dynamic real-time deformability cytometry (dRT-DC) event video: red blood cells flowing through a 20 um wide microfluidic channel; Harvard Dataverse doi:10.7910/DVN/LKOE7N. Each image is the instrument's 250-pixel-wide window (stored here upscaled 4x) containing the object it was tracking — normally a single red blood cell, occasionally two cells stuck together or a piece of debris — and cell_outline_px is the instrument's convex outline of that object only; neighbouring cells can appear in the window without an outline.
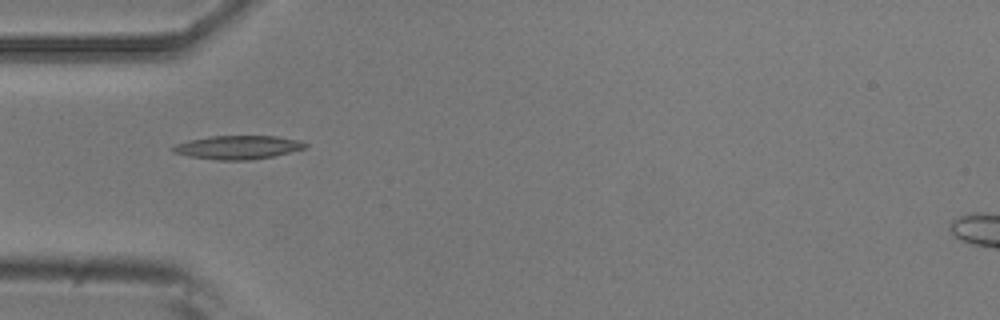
{"species": "common noctule bat (a hibernating species)", "species_latin": "Nyctalus noctula", "temperature_condition": "room temperature", "stored_images_in_passage": 4, "camera_frame_rate_fps": 3000, "um_per_image_px": 0.085, "animal": {"sex": "male", "body_mass_g": 20.5, "forearm_length_mm": 52.5}, "frame": {"image": 1, "passage_image": 4, "time_ms": 3.667, "image_size_px": [1000, 320], "cell_outline_px": [[308, 144], [304, 148], [272, 156], [248, 160], [216, 160], [188, 156], [172, 152], [172, 144], [188, 140], [208, 136], [276, 136], [300, 140]], "centroid_in_image_um": [20.15, 12.51], "position_along_channel_um": 64.9, "area_um2": 18.21}}